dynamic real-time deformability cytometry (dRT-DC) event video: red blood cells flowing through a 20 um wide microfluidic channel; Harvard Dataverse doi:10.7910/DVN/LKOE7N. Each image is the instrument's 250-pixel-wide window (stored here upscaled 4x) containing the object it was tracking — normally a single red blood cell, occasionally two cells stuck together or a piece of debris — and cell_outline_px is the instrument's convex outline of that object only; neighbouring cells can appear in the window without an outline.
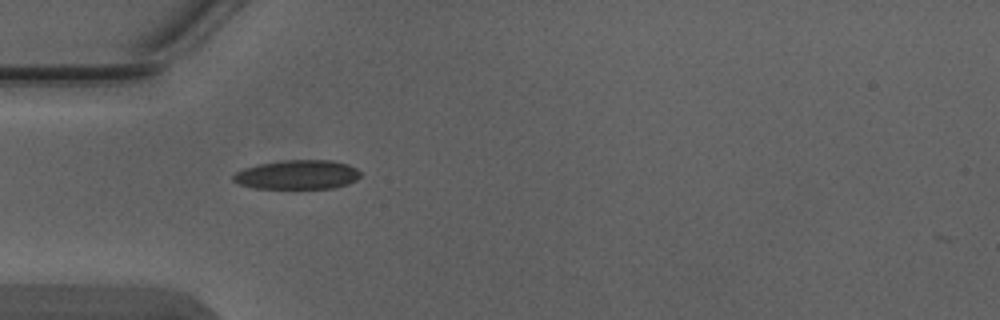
{"species": "Egyptian fruit bat (a non-hibernating species)", "species_latin": "Rousettus aegyptiacus", "temperature_condition": "warm", "stored_images_in_passage": 4, "camera_frame_rate_fps": 3000, "um_per_image_px": 0.085, "animal": {"sex": "male"}, "frame": {"image": 1, "passage_image": 2, "time_ms": 0.333, "image_size_px": [1000, 320], "cell_outline_px": [[360, 176], [356, 180], [348, 184], [332, 188], [252, 188], [240, 184], [232, 180], [232, 176], [236, 172], [244, 168], [260, 164], [284, 160], [332, 160], [348, 164], [356, 168], [360, 172]], "centroid_in_image_um": [25.29, 14.84], "position_along_channel_um": 59.7, "area_um2": 21.62}}
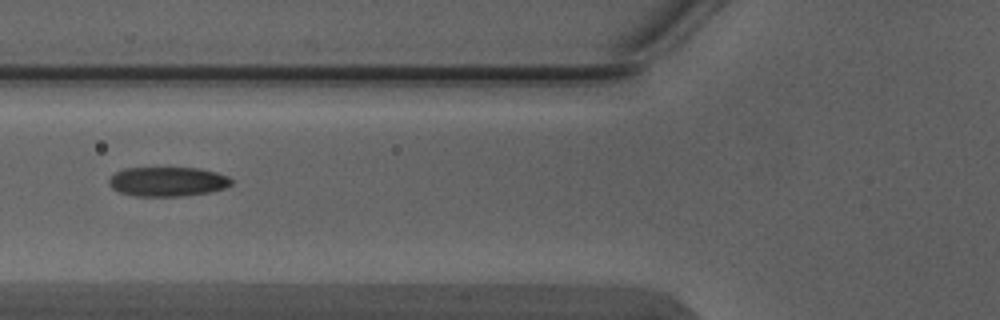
{"frame": {"image": 2, "passage_image": 3, "time_ms": 0.667, "image_size_px": [1000, 320], "cell_outline_px": [[232, 184], [224, 188], [208, 192], [184, 196], [132, 196], [120, 192], [112, 188], [108, 184], [108, 180], [116, 172], [124, 168], [200, 168], [216, 172], [228, 176], [232, 180]], "centroid_in_image_um": [14.23, 15.44], "position_along_channel_um": 111.6, "area_um2": 21.04}}
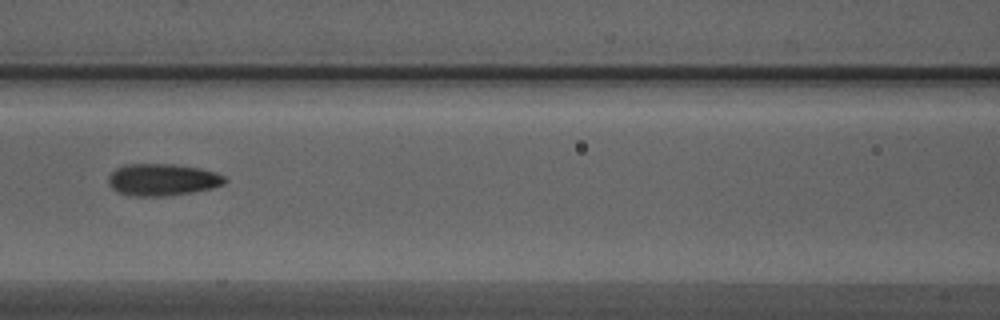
{"frame": {"image": 3, "passage_image": 4, "time_ms": 1.0, "image_size_px": [1000, 320], "cell_outline_px": [[228, 180], [224, 184], [212, 188], [192, 192], [164, 196], [132, 196], [120, 192], [112, 188], [108, 184], [108, 176], [116, 168], [124, 164], [172, 164], [200, 168], [216, 172], [224, 176]], "centroid_in_image_um": [13.81, 15.27], "position_along_channel_um": 152.8, "area_um2": 21.73}}